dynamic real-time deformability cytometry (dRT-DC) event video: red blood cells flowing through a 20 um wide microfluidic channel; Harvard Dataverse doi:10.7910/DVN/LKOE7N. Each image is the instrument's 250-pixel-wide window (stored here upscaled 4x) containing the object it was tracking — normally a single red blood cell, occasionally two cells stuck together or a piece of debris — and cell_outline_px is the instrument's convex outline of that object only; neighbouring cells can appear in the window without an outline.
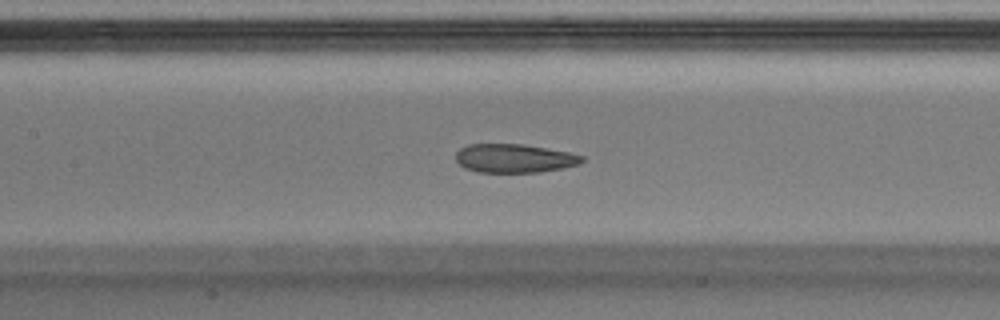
{"species": "Egyptian fruit bat (a non-hibernating species)", "species_latin": "Rousettus aegyptiacus", "temperature_condition": "warm", "stored_images_in_passage": 36, "camera_frame_rate_fps": 3000, "um_per_image_px": 0.085, "animal": {"sex": "male"}, "frame": {"image": 1, "passage_image": 9, "time_ms": 2.667, "image_size_px": [1000, 320], "cell_outline_px": [[584, 160], [576, 164], [564, 168], [540, 172], [480, 172], [464, 168], [456, 160], [456, 152], [460, 148], [468, 144], [524, 144], [568, 152], [584, 156]], "centroid_in_image_um": [43.7, 13.45], "position_along_channel_um": 163.7, "area_um2": 21.04}}
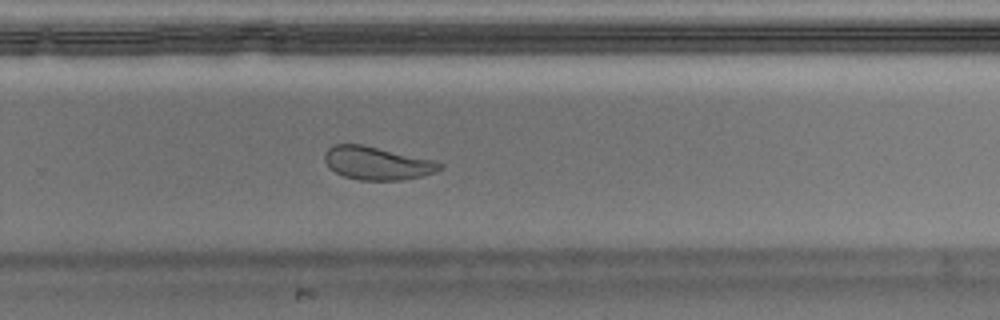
{"frame": {"image": 2, "passage_image": 19, "time_ms": 6.0, "image_size_px": [1000, 320], "cell_outline_px": [[444, 168], [436, 172], [424, 176], [404, 180], [360, 180], [344, 176], [328, 168], [324, 160], [324, 156], [328, 148], [336, 144], [360, 144], [436, 160], [444, 164]], "centroid_in_image_um": [32.1, 13.88], "position_along_channel_um": 297.7, "area_um2": 22.43}}
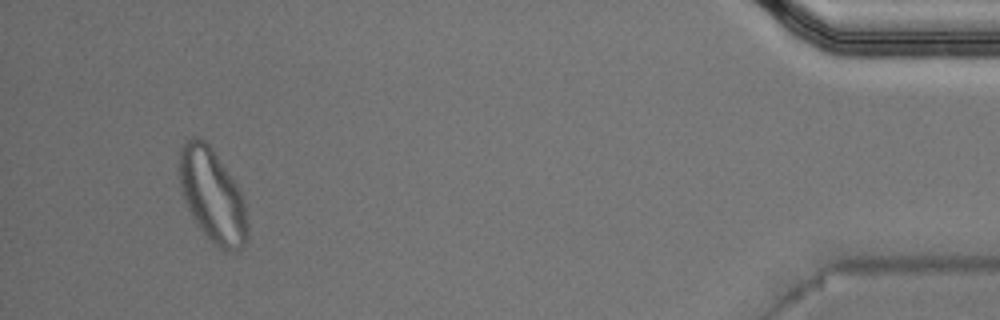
{"frame": {"image": 3, "passage_image": 33, "time_ms": 10.667, "image_size_px": [1000, 320], "cell_outline_px": [[248, 236], [244, 244], [240, 248], [224, 252], [204, 232], [192, 216], [184, 200], [180, 188], [180, 148], [192, 136], [196, 136], [204, 140], [212, 148], [236, 184], [244, 200], [248, 228]], "centroid_in_image_um": [18.06, 16.61], "position_along_channel_um": 417.1, "area_um2": 36.36}, "authors_computed_cell_mechanics": {"area_um2": 23.2356, "velocity_mm_per_s": 4.0371, "shape_relaxation_time_tau1_ms": null, "shape_relaxation_time_tau2_ms": 1.9763, "deformation_change_tau1": null, "deformation_change_tau2": 0.0539}}